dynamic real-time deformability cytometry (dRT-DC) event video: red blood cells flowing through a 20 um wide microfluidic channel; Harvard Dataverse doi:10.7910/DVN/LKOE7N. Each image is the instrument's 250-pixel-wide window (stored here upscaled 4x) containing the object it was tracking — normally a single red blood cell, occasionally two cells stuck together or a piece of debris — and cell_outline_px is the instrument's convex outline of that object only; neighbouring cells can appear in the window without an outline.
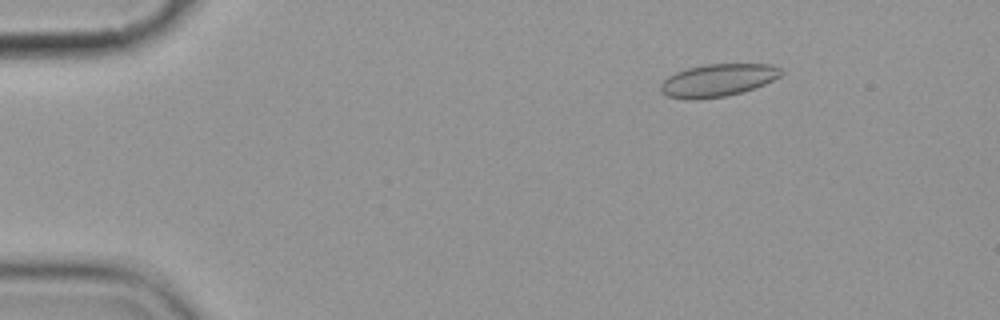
{"species": "common noctule bat (a hibernating species)", "species_latin": "Nyctalus noctula", "temperature_condition": "cold", "stored_images_in_passage": 13, "camera_frame_rate_fps": 3000, "um_per_image_px": 0.085, "animal": {"sex": "female", "body_mass_g": 19.9}, "frame": {"image": 1, "passage_image": 1, "time_ms": 0.0, "image_size_px": [1000, 320], "cell_outline_px": [[784, 72], [780, 76], [764, 84], [740, 92], [724, 96], [692, 100], [668, 96], [660, 92], [660, 84], [668, 76], [676, 72], [688, 68], [704, 64], [772, 64], [780, 68]], "centroid_in_image_um": [60.99, 6.81], "position_along_channel_um": 24.0, "area_um2": 22.72}}
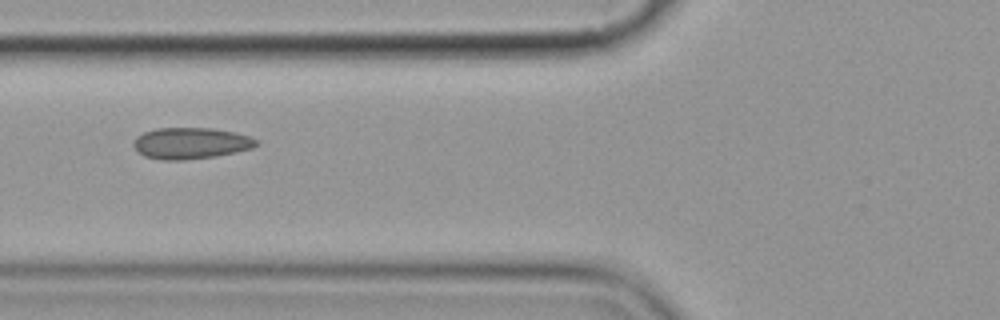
{"frame": {"image": 2, "passage_image": 4, "time_ms": 4.667, "image_size_px": [1000, 320], "cell_outline_px": [[260, 144], [252, 148], [236, 152], [216, 156], [184, 160], [164, 160], [144, 156], [132, 144], [136, 136], [144, 132], [156, 128], [212, 128], [236, 132], [260, 140]], "centroid_in_image_um": [16.25, 12.17], "position_along_channel_um": 109.5, "area_um2": 22.54}}
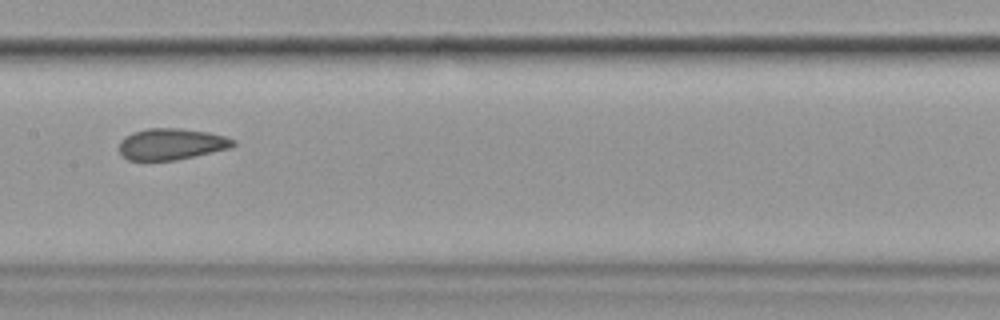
{"frame": {"image": 3, "passage_image": 6, "time_ms": 7.0, "image_size_px": [1000, 320], "cell_outline_px": [[236, 144], [232, 148], [176, 160], [128, 160], [120, 152], [120, 140], [124, 136], [132, 132], [148, 128], [180, 128], [208, 132], [224, 136], [236, 140]], "centroid_in_image_um": [14.59, 12.24], "position_along_channel_um": 192.8, "area_um2": 20.92}, "authors_computed_cell_mechanics": {"area_um2": 22.3108, "velocity_mm_per_s": 3.5684, "shape_relaxation_time_tau1_ms": null, "shape_relaxation_time_tau2_ms": 1.0164, "deformation_change_tau1": null, "deformation_change_tau2": 0.0296}}